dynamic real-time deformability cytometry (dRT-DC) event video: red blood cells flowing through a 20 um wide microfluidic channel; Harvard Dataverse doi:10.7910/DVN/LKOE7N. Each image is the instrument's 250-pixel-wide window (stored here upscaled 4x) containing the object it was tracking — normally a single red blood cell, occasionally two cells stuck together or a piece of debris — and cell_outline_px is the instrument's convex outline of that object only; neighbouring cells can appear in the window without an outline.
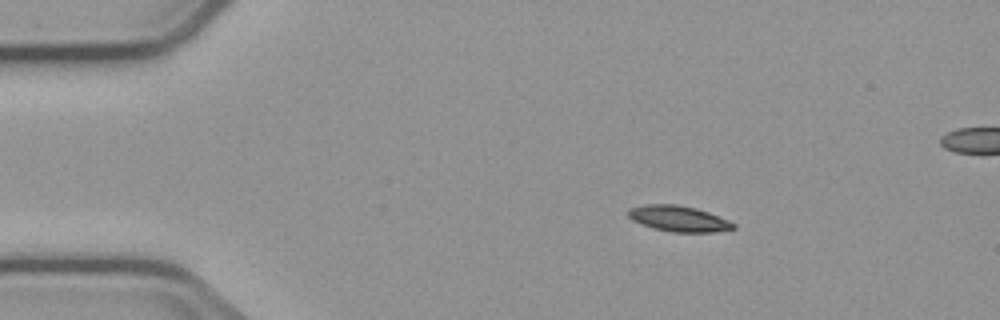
{"species": "common noctule bat (a hibernating species)", "species_latin": "Nyctalus noctula", "temperature_condition": "cold", "stored_images_in_passage": 4, "camera_frame_rate_fps": 3000, "um_per_image_px": 0.085, "animal": {"sex": "male", "body_mass_g": 23.1, "forearm_length_mm": 52.7}, "frame": {"image": 1, "passage_image": 1, "time_ms": 0.0, "image_size_px": [1000, 320], "cell_outline_px": [[736, 228], [716, 232], [672, 232], [656, 228], [632, 220], [628, 216], [628, 208], [644, 204], [676, 204], [696, 208], [708, 212], [728, 220], [736, 224]], "centroid_in_image_um": [57.7, 18.57], "position_along_channel_um": 27.3, "area_um2": 15.72}}